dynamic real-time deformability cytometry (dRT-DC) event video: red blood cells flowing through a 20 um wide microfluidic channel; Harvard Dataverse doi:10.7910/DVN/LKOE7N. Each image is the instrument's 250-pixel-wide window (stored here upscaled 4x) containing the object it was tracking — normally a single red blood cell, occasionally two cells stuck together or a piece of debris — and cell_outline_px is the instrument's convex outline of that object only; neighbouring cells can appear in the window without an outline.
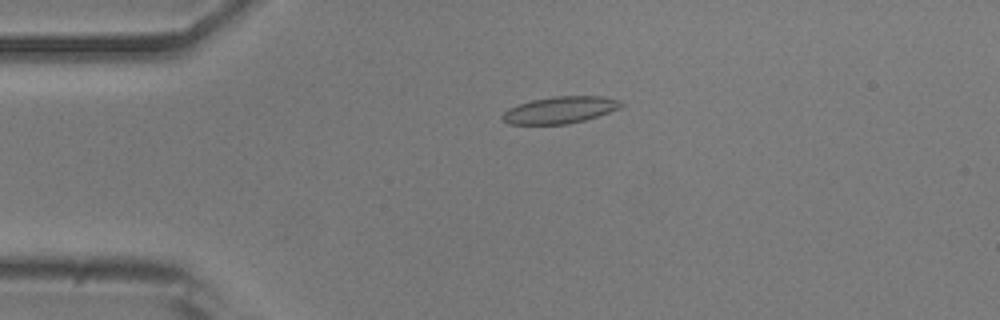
{"species": "common noctule bat (a hibernating species)", "species_latin": "Nyctalus noctula", "temperature_condition": "room temperature", "stored_images_in_passage": 51, "camera_frame_rate_fps": 3000, "um_per_image_px": 0.085, "animal": {"sex": "male", "body_mass_g": 20.5, "forearm_length_mm": 52.5}, "frame": {"image": 1, "passage_image": 12, "time_ms": 3.667, "image_size_px": [1000, 320], "cell_outline_px": [[624, 104], [620, 108], [584, 120], [568, 124], [508, 124], [500, 116], [508, 108], [532, 100], [552, 96], [604, 96], [620, 100]], "centroid_in_image_um": [47.61, 9.34], "position_along_channel_um": 37.4, "area_um2": 18.5}}
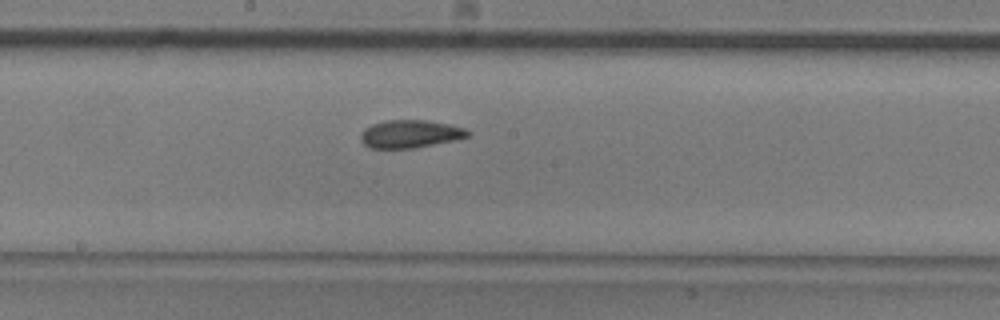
{"frame": {"image": 2, "passage_image": 28, "time_ms": 9.0, "image_size_px": [1000, 320], "cell_outline_px": [[472, 132], [468, 136], [460, 140], [416, 148], [372, 148], [364, 144], [360, 140], [360, 136], [364, 128], [372, 124], [388, 120], [424, 120], [448, 124], [464, 128]], "centroid_in_image_um": [34.9, 11.39], "position_along_channel_um": 213.3, "area_um2": 17.57}}
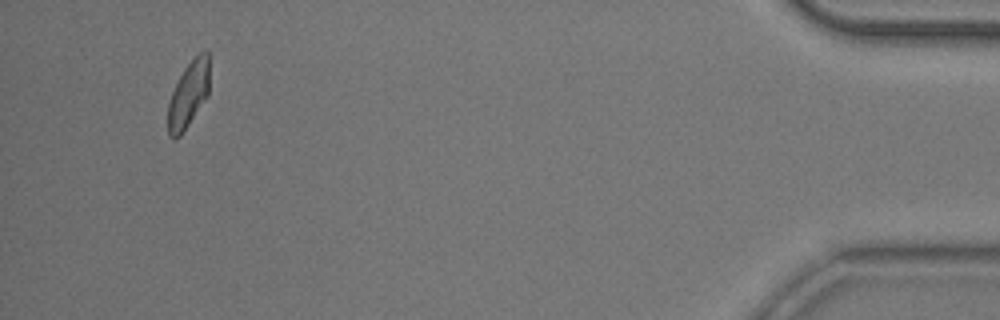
{"frame": {"image": 3, "passage_image": 50, "time_ms": 16.333, "image_size_px": [1000, 320], "cell_outline_px": [[208, 96], [180, 136], [168, 136], [168, 104], [172, 92], [184, 68], [200, 52], [208, 48]], "centroid_in_image_um": [16.02, 8.01], "position_along_channel_um": 419.2, "area_um2": 15.66}}